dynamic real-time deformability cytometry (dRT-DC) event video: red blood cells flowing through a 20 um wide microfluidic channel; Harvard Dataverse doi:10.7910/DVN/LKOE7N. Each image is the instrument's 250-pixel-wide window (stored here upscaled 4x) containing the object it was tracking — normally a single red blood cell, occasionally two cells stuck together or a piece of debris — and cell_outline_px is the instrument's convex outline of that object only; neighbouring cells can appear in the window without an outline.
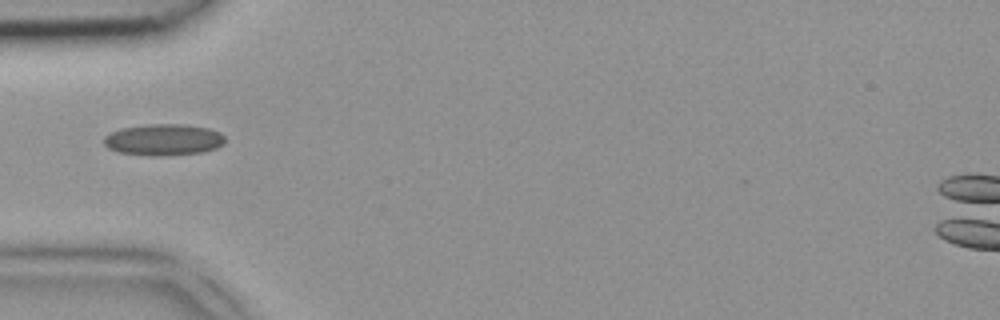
{"species": "common noctule bat (a hibernating species)", "species_latin": "Nyctalus noctula", "temperature_condition": "room temperature", "stored_images_in_passage": 5, "camera_frame_rate_fps": 3000, "um_per_image_px": 0.085, "animal": {"sex": "female", "body_mass_g": 18.4}, "frame": {"image": 1, "passage_image": 4, "time_ms": 1.0, "image_size_px": [1000, 320], "cell_outline_px": [[224, 144], [216, 148], [200, 152], [160, 156], [148, 156], [120, 152], [108, 148], [104, 144], [104, 136], [120, 128], [148, 124], [184, 124], [208, 128], [220, 132], [224, 136]], "centroid_in_image_um": [13.89, 11.87], "position_along_channel_um": 71.1, "area_um2": 22.2}}